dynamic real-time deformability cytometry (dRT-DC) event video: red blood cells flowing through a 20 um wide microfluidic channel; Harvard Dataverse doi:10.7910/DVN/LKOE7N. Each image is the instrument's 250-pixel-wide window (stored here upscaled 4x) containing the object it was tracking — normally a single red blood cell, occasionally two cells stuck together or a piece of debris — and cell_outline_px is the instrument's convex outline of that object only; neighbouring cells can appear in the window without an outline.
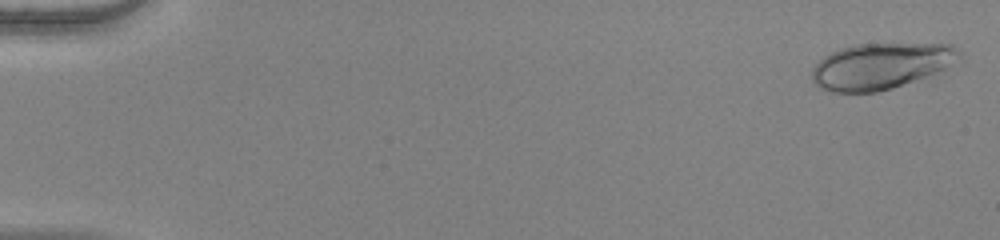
{"species": "human", "species_latin": "Homo sapiens", "temperature_condition": "warm", "stored_images_in_passage": 53, "camera_frame_rate_fps": 3000, "um_per_image_px": 0.085, "donor": {"sex": "female"}, "frame": {"image": 1, "passage_image": 2, "time_ms": 0.333, "image_size_px": [1000, 240], "cell_outline_px": [[960, 60], [936, 72], [892, 88], [876, 92], [828, 92], [820, 88], [812, 80], [812, 68], [828, 52], [852, 44], [952, 44], [960, 52]], "centroid_in_image_um": [74.82, 5.6], "position_along_channel_um": 10.2, "area_um2": 39.42}}
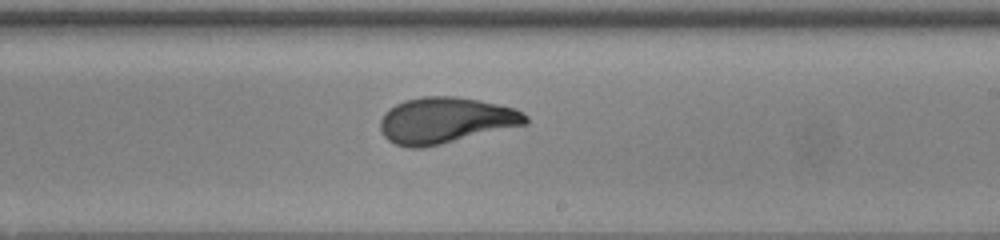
{"frame": {"image": 2, "passage_image": 33, "time_ms": 10.667, "image_size_px": [1000, 240], "cell_outline_px": [[528, 124], [424, 148], [408, 148], [396, 144], [388, 140], [384, 136], [380, 128], [380, 120], [384, 112], [388, 108], [404, 100], [424, 96], [456, 96], [480, 100], [516, 108], [524, 112], [528, 116]], "centroid_in_image_um": [37.88, 10.23], "position_along_channel_um": 251.1, "area_um2": 39.36}}
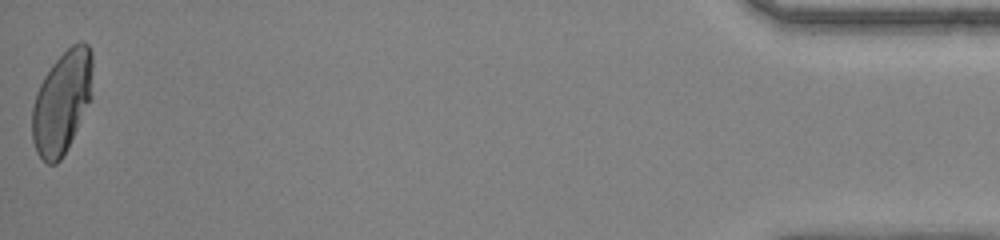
{"frame": {"image": 3, "passage_image": 53, "time_ms": 17.333, "image_size_px": [1000, 240], "cell_outline_px": [[92, 100], [60, 160], [56, 164], [48, 164], [36, 152], [32, 140], [32, 108], [36, 92], [44, 76], [52, 64], [72, 44], [80, 40], [88, 44], [92, 52]], "centroid_in_image_um": [5.28, 8.65], "position_along_channel_um": 429.9, "area_um2": 36.3}, "authors_computed_cell_mechanics": {"area_um2": 38.2058, "velocity_mm_per_s": 3.9856, "shape_relaxation_time_tau1_ms": 7.1612, "shape_relaxation_time_tau2_ms": null, "deformation_change_tau1": 0.2696, "deformation_change_tau2": null}}